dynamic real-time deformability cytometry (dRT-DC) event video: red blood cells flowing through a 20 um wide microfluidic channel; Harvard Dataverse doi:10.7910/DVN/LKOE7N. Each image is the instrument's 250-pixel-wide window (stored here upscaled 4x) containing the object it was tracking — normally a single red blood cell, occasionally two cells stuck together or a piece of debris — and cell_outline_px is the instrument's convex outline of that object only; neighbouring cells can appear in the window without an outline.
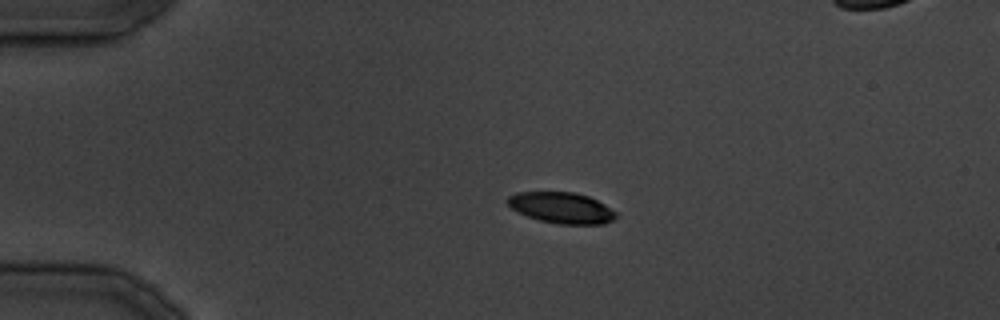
{"species": "common noctule bat (a hibernating species)", "species_latin": "Nyctalus noctula", "temperature_condition": "cold", "stored_images_in_passage": 36, "segment_of_instrument_passage": [1, 2], "camera_frame_rate_fps": 3000, "um_per_image_px": 0.085, "animal": {"sex": "male", "body_mass_g": 19.5, "forearm_length_mm": 54.6}, "frame": {"image": 1, "passage_image": 8, "time_ms": 9.0, "image_size_px": [1000, 320], "cell_outline_px": [[616, 216], [612, 220], [604, 224], [556, 224], [540, 220], [528, 216], [512, 208], [504, 200], [508, 196], [516, 192], [572, 192], [588, 196], [604, 204], [616, 212]], "centroid_in_image_um": [47.71, 17.66], "position_along_channel_um": 37.3, "area_um2": 19.48}}
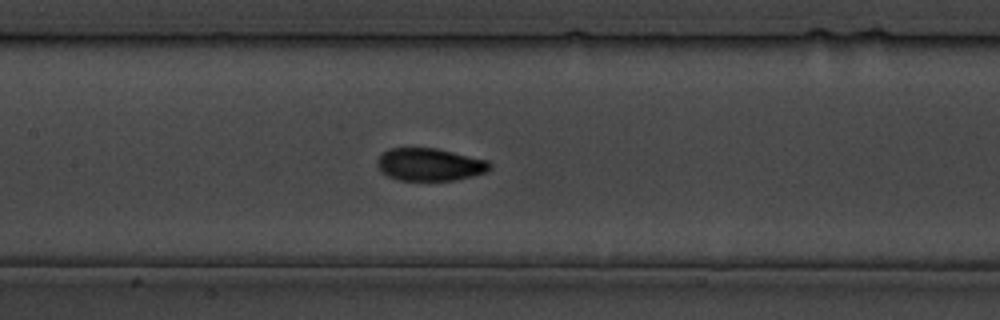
{"frame": {"image": 2, "passage_image": 17, "time_ms": 20.333, "image_size_px": [1000, 320], "cell_outline_px": [[492, 168], [488, 172], [472, 176], [452, 180], [400, 180], [388, 176], [380, 172], [376, 164], [376, 160], [388, 148], [436, 148], [488, 160], [492, 164]], "centroid_in_image_um": [36.53, 13.98], "position_along_channel_um": 170.9, "area_um2": 21.5}}
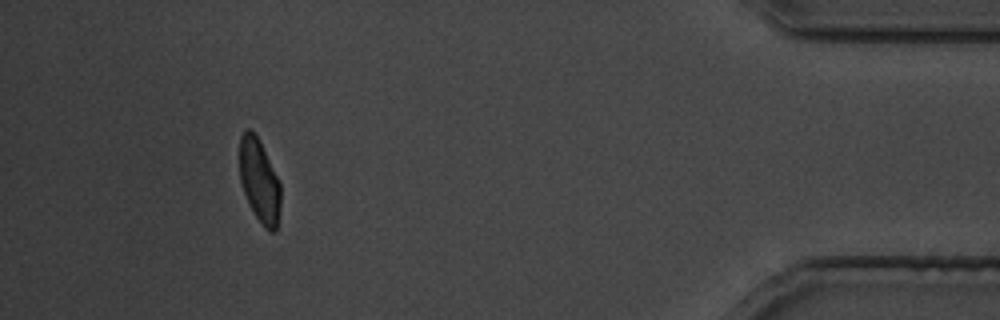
{"frame": {"image": 3, "passage_image": 33, "time_ms": 39.333, "image_size_px": [1000, 320], "cell_outline_px": [[280, 204], [276, 232], [268, 232], [264, 228], [248, 204], [240, 180], [240, 136], [244, 128], [248, 128], [256, 136], [280, 184]], "centroid_in_image_um": [22.03, 15.43], "position_along_channel_um": 413.2, "area_um2": 19.54}}